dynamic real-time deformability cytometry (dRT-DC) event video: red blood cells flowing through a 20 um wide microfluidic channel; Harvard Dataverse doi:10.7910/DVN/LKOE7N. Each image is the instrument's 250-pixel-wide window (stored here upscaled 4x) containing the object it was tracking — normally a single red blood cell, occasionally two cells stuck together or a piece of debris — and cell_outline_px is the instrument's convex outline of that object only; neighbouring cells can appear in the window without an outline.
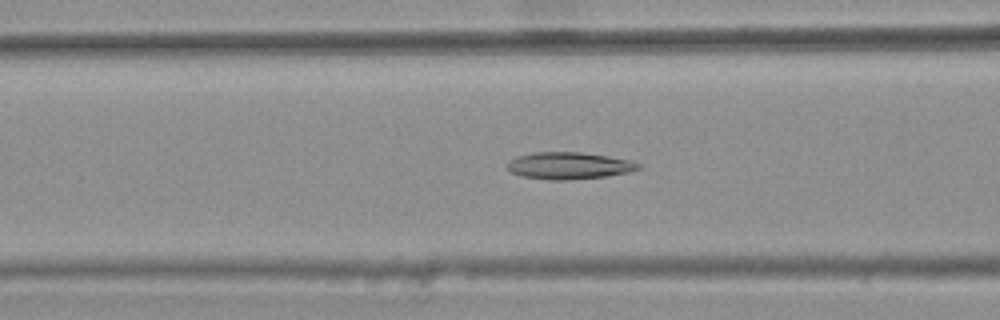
{"species": "common noctule bat (a hibernating species)", "species_latin": "Nyctalus noctula", "temperature_condition": "warm", "stored_images_in_passage": 43, "camera_frame_rate_fps": 3000, "um_per_image_px": 0.085, "animal": {"sex": "female", "body_mass_g": 25.1}, "frame": {"image": 1, "passage_image": 21, "time_ms": 6.667, "image_size_px": [1000, 320], "cell_outline_px": [[640, 168], [628, 172], [604, 176], [564, 180], [552, 180], [524, 176], [512, 172], [508, 168], [508, 160], [516, 156], [536, 152], [580, 152], [608, 156], [628, 160], [640, 164]], "centroid_in_image_um": [48.34, 14.07], "position_along_channel_um": 118.3, "area_um2": 20.23}}
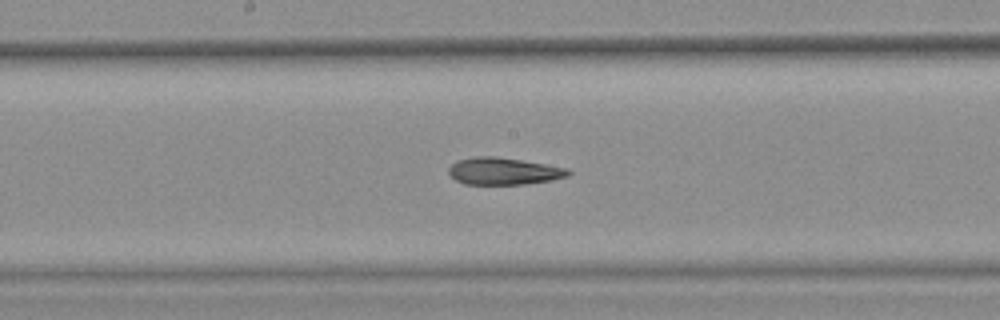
{"frame": {"image": 2, "passage_image": 28, "time_ms": 9.0, "image_size_px": [1000, 320], "cell_outline_px": [[572, 172], [568, 176], [552, 180], [524, 184], [464, 184], [456, 180], [448, 172], [448, 168], [456, 160], [476, 156], [496, 156], [568, 168]], "centroid_in_image_um": [42.8, 14.54], "position_along_channel_um": 205.4, "area_um2": 18.84}}
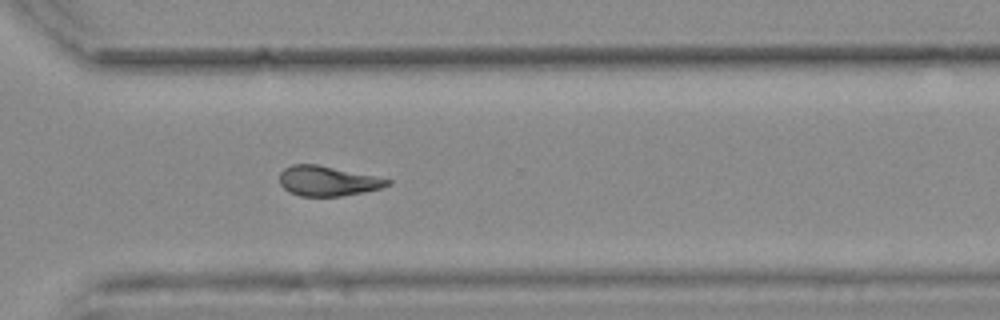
{"frame": {"image": 3, "passage_image": 39, "time_ms": 12.667, "image_size_px": [1000, 320], "cell_outline_px": [[392, 184], [380, 188], [364, 192], [340, 196], [300, 196], [288, 192], [280, 184], [280, 172], [284, 168], [292, 164], [316, 164], [392, 180]], "centroid_in_image_um": [27.81, 15.39], "position_along_channel_um": 342.8, "area_um2": 18.67}, "authors_computed_cell_mechanics": {"area_um2": 20.1144, "velocity_mm_per_s": 3.7418, "shape_relaxation_time_tau1_ms": null, "shape_relaxation_time_tau2_ms": 3.0629, "deformation_change_tau1": null, "deformation_change_tau2": 0.1151}}